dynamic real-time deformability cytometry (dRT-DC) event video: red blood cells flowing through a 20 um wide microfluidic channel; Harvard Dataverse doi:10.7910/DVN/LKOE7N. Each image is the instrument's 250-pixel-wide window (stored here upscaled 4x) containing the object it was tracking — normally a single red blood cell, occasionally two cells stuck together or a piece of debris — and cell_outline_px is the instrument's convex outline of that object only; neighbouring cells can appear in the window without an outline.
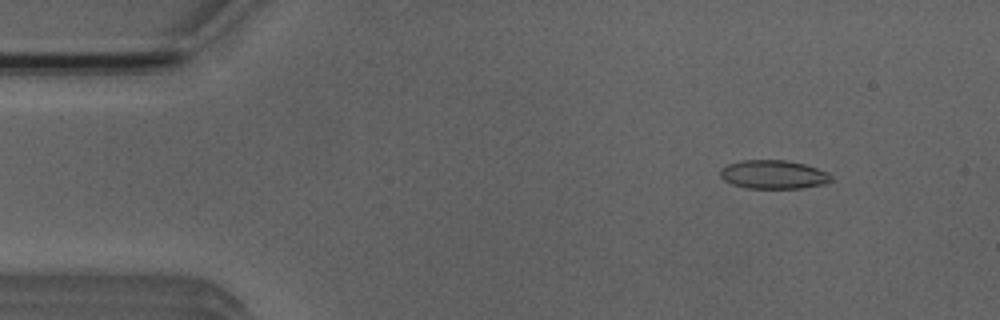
{"species": "Egyptian fruit bat (a non-hibernating species)", "species_latin": "Rousettus aegyptiacus", "temperature_condition": "room temperature", "stored_images_in_passage": 2, "camera_frame_rate_fps": 3000, "um_per_image_px": 0.085, "animal": {"sex": "male"}, "frame": {"image": 1, "passage_image": 2, "time_ms": 2.0, "image_size_px": [1000, 320], "cell_outline_px": [[832, 180], [824, 184], [800, 188], [748, 188], [732, 184], [724, 180], [720, 176], [720, 168], [728, 164], [744, 160], [784, 160], [804, 164], [828, 172], [832, 176]], "centroid_in_image_um": [65.73, 14.83], "position_along_channel_um": 19.3, "area_um2": 18.44}}